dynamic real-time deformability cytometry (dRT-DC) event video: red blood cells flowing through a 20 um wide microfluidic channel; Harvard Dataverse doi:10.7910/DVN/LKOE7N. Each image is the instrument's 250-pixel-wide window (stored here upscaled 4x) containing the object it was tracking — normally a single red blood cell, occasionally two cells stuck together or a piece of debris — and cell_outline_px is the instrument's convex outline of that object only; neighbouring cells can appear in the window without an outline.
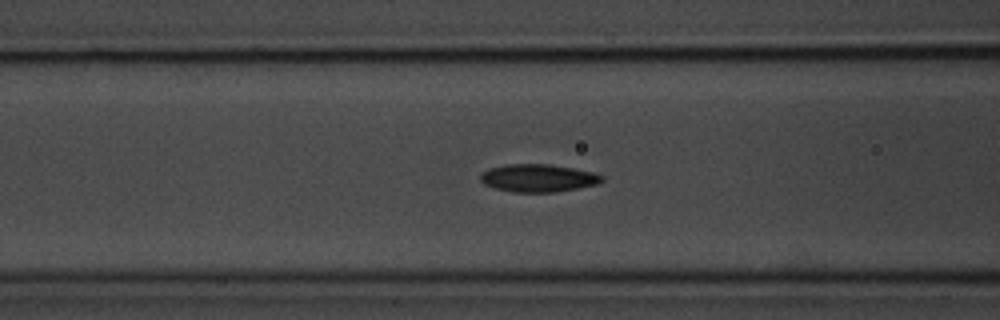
{"species": "common noctule bat (a hibernating species)", "species_latin": "Nyctalus noctula", "temperature_condition": "room temperature", "stored_images_in_passage": 40, "camera_frame_rate_fps": 3000, "um_per_image_px": 0.085, "animal": {"sex": "male", "body_mass_g": 20.1, "forearm_length_mm": 53.5}, "frame": {"image": 1, "passage_image": 6, "time_ms": 1.667, "image_size_px": [1000, 320], "cell_outline_px": [[604, 180], [600, 184], [556, 192], [512, 192], [496, 188], [484, 184], [480, 180], [480, 172], [488, 168], [508, 164], [548, 164], [572, 168], [592, 172], [604, 176]], "centroid_in_image_um": [45.74, 15.13], "position_along_channel_um": 120.9, "area_um2": 19.77}}
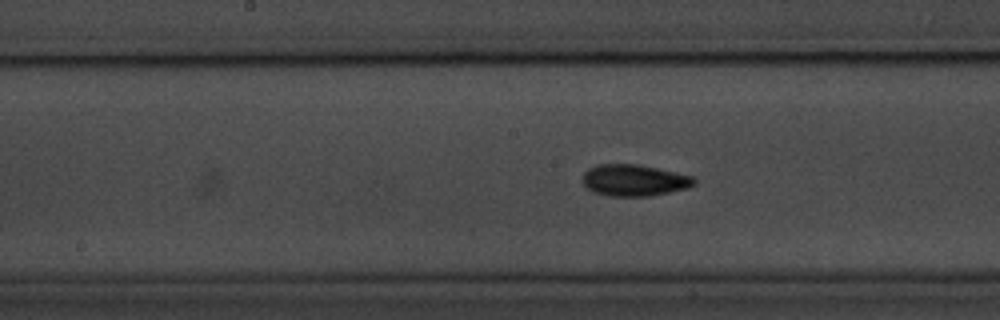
{"frame": {"image": 2, "passage_image": 12, "time_ms": 3.667, "image_size_px": [1000, 320], "cell_outline_px": [[696, 184], [688, 188], [648, 196], [608, 196], [592, 192], [580, 180], [584, 172], [588, 168], [596, 164], [636, 164], [656, 168], [692, 176], [696, 180]], "centroid_in_image_um": [53.85, 15.32], "position_along_channel_um": 194.3, "area_um2": 20.58}}
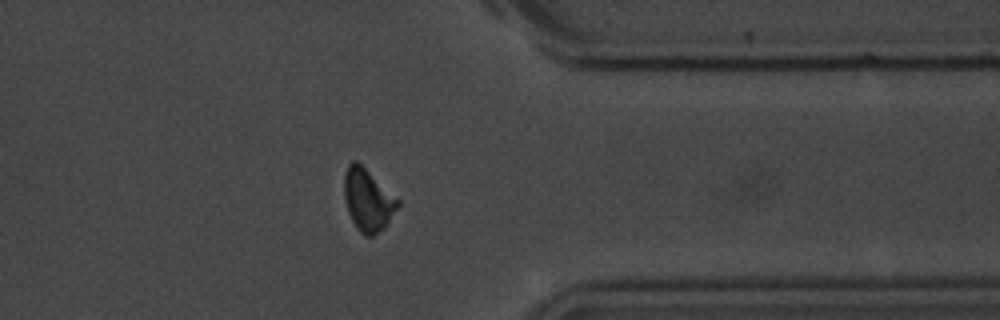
{"frame": {"image": 3, "passage_image": 28, "time_ms": 9.0, "image_size_px": [1000, 320], "cell_outline_px": [[400, 204], [384, 228], [372, 236], [364, 236], [356, 228], [348, 212], [344, 196], [344, 172], [348, 164], [352, 160], [356, 160], [400, 200]], "centroid_in_image_um": [31.25, 16.99], "position_along_channel_um": 380.1, "area_um2": 19.36}, "authors_computed_cell_mechanics": {"area_um2": 19.2185, "velocity_mm_per_s": 3.658, "shape_relaxation_time_tau1_ms": 3.1494, "shape_relaxation_time_tau2_ms": 2.611, "deformation_change_tau1": 0.1302, "deformation_change_tau2": 0.0894}}